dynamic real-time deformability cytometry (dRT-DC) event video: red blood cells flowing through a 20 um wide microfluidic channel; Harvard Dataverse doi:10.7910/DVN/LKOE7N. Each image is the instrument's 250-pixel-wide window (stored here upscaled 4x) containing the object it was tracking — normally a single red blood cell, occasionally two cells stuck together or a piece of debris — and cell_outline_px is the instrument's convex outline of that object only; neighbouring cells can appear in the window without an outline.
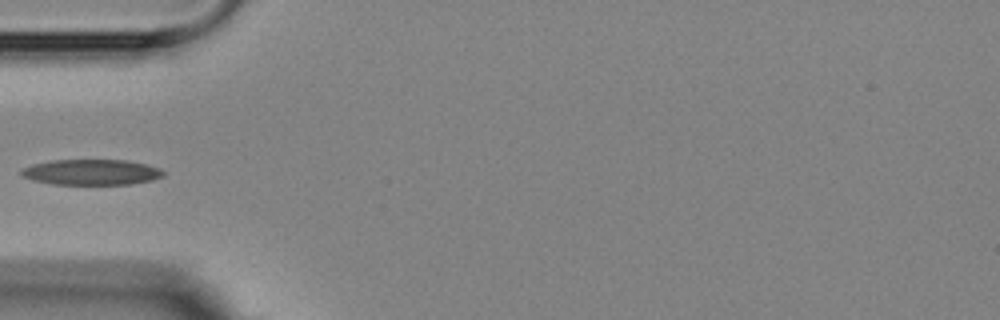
{"species": "Egyptian fruit bat (a non-hibernating species)", "species_latin": "Rousettus aegyptiacus", "temperature_condition": "room temperature", "stored_images_in_passage": 1, "camera_frame_rate_fps": 3000, "um_per_image_px": 0.085, "animal": {"sex": "female"}, "frame": {"image": 1, "passage_image": 1, "time_ms": 0.0, "image_size_px": [1000, 320], "cell_outline_px": [[164, 176], [152, 180], [128, 184], [52, 184], [32, 180], [24, 176], [20, 172], [24, 168], [32, 164], [52, 160], [128, 160], [148, 164], [160, 168], [164, 172]], "centroid_in_image_um": [7.8, 14.63], "position_along_channel_um": 77.2, "area_um2": 21.15}}